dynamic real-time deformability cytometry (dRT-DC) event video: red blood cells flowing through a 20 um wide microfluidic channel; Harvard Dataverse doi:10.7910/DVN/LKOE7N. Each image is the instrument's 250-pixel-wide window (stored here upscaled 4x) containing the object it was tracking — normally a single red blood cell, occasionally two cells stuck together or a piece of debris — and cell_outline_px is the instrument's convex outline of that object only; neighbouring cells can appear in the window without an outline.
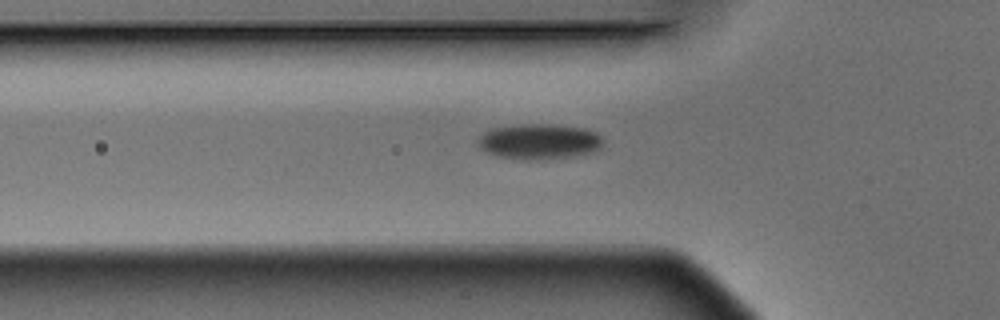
{"species": "Egyptian fruit bat (a non-hibernating species)", "species_latin": "Rousettus aegyptiacus", "temperature_condition": "warm", "stored_images_in_passage": 7, "camera_frame_rate_fps": 3000, "um_per_image_px": 0.085, "animal": {"sex": "male"}, "frame": {"image": 1, "passage_image": 6, "time_ms": 1.667, "image_size_px": [1000, 320], "cell_outline_px": [[604, 140], [600, 148], [596, 152], [572, 156], [524, 160], [496, 156], [488, 152], [476, 144], [476, 140], [484, 132], [492, 128], [520, 124], [552, 124], [584, 128], [596, 132]], "centroid_in_image_um": [45.83, 12.02], "position_along_channel_um": 80.0, "area_um2": 25.89}}
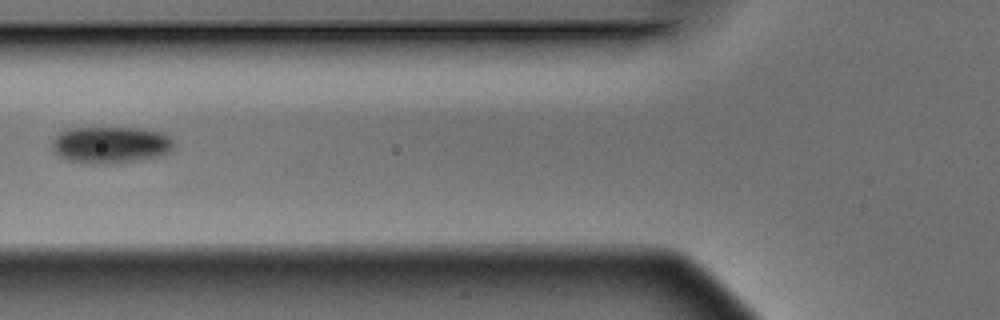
{"frame": {"image": 2, "passage_image": 7, "time_ms": 2.0, "image_size_px": [1000, 320], "cell_outline_px": [[172, 148], [168, 152], [156, 156], [108, 164], [92, 164], [68, 160], [60, 156], [52, 148], [52, 140], [60, 132], [72, 128], [140, 128], [160, 132], [168, 136], [172, 140]], "centroid_in_image_um": [9.35, 12.3], "position_along_channel_um": 116.4, "area_um2": 25.61}}